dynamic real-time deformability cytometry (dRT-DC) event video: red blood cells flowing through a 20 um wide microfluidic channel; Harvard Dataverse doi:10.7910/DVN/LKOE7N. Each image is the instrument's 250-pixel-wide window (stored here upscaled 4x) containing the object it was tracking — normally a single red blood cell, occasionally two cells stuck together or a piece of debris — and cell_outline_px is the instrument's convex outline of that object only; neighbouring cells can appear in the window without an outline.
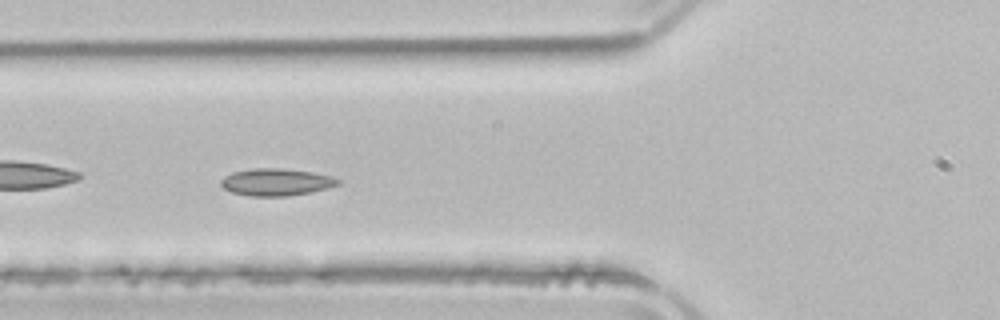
{"species": "common noctule bat (a hibernating species)", "species_latin": "Nyctalus noctula", "temperature_condition": "room temperature", "stored_images_in_passage": 29, "camera_frame_rate_fps": 3000, "um_per_image_px": 0.085, "animal": {"sex": "male", "body_mass_g": 21.5, "forearm_length_mm": 52.0}, "frame": {"image": 1, "passage_image": 5, "time_ms": 1.333, "image_size_px": [1000, 320], "cell_outline_px": [[340, 184], [328, 188], [312, 192], [288, 196], [248, 196], [232, 192], [224, 188], [220, 184], [220, 180], [224, 176], [232, 172], [252, 168], [280, 168], [312, 172], [332, 176], [340, 180]], "centroid_in_image_um": [23.47, 15.48], "position_along_channel_um": 102.3, "area_um2": 18.67}}
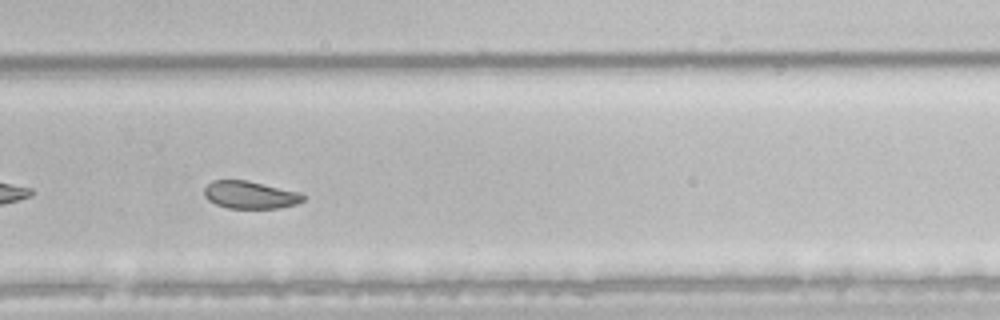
{"frame": {"image": 2, "passage_image": 21, "time_ms": 6.667, "image_size_px": [1000, 320], "cell_outline_px": [[308, 196], [304, 200], [296, 204], [280, 208], [228, 208], [216, 204], [208, 200], [204, 196], [204, 188], [212, 180], [248, 180], [300, 192]], "centroid_in_image_um": [21.29, 16.56], "position_along_channel_um": 308.5, "area_um2": 16.07}, "authors_computed_cell_mechanics": {"area_um2": 16.8198, "velocity_mm_per_s": 3.8744, "shape_relaxation_time_tau1_ms": null, "shape_relaxation_time_tau2_ms": 2.2771, "deformation_change_tau1": null, "deformation_change_tau2": 0.0523}}